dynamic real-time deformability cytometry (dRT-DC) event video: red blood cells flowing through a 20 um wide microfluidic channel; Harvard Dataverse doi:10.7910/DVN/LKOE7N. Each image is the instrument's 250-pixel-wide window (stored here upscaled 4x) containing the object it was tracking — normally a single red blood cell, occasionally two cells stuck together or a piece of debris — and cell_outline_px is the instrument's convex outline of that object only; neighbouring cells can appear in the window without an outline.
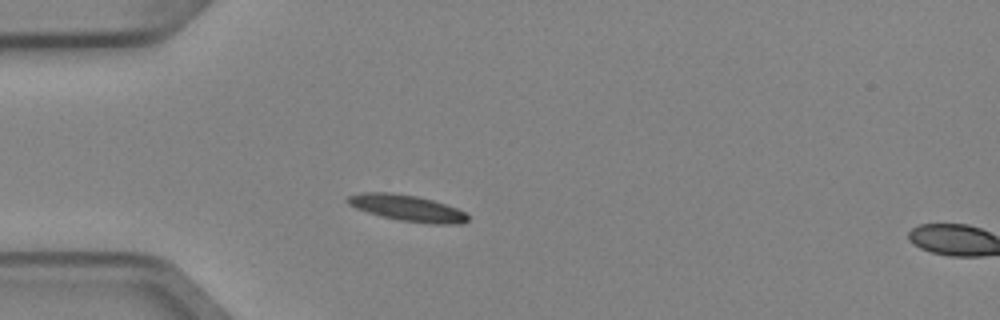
{"species": "Egyptian fruit bat (a non-hibernating species)", "species_latin": "Rousettus aegyptiacus", "temperature_condition": "cold", "stored_images_in_passage": 3, "segment_of_instrument_passage": [1, 2], "camera_frame_rate_fps": 3000, "um_per_image_px": 0.085, "animal": {"sex": "female"}, "frame": {"image": 1, "passage_image": 2, "time_ms": 0.333, "image_size_px": [1000, 320], "cell_outline_px": [[468, 220], [460, 224], [432, 224], [400, 220], [380, 216], [356, 208], [348, 204], [344, 200], [348, 196], [364, 192], [388, 192], [416, 196], [432, 200], [456, 208], [464, 212], [468, 216]], "centroid_in_image_um": [34.58, 17.68], "position_along_channel_um": 50.4, "area_um2": 18.21}}